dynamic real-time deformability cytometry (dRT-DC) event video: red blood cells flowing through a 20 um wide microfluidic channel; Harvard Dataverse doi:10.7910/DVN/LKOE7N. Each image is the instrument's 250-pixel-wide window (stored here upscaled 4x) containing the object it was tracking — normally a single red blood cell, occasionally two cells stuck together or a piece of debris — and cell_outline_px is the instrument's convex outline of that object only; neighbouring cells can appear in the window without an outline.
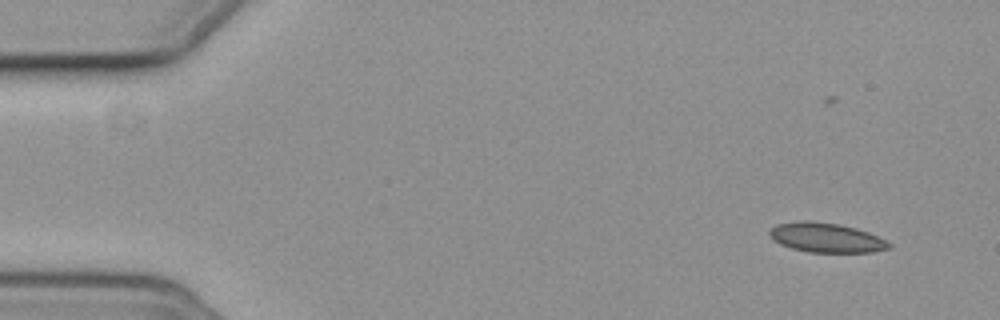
{"species": "common noctule bat (a hibernating species)", "species_latin": "Nyctalus noctula", "temperature_condition": "cold", "stored_images_in_passage": 54, "camera_frame_rate_fps": 3000, "um_per_image_px": 0.085, "animal": {"sex": "female", "body_mass_g": 19.3, "forearm_length_mm": 54.1}, "frame": {"image": 1, "passage_image": 1, "time_ms": 0.0, "image_size_px": [1000, 320], "cell_outline_px": [[892, 248], [872, 252], [808, 252], [792, 248], [780, 244], [768, 232], [776, 224], [836, 224], [856, 228], [868, 232], [888, 240], [892, 244]], "centroid_in_image_um": [70.37, 20.26], "position_along_channel_um": 14.6, "area_um2": 19.54}}
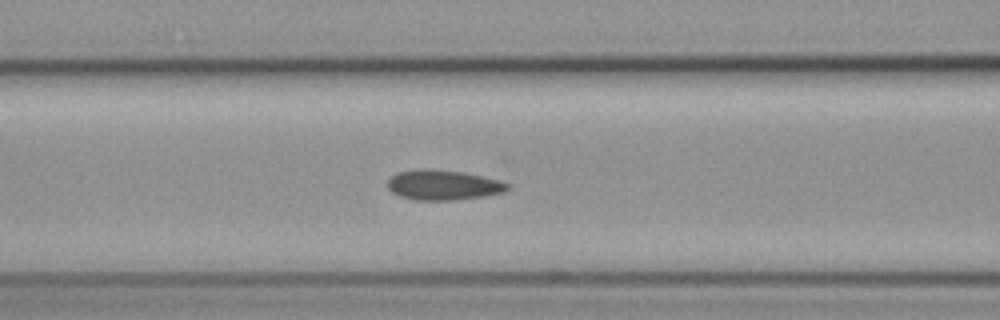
{"frame": {"image": 2, "passage_image": 20, "time_ms": 6.333, "image_size_px": [1000, 320], "cell_outline_px": [[512, 188], [504, 192], [484, 196], [448, 200], [416, 200], [400, 196], [392, 192], [388, 188], [388, 180], [396, 172], [420, 168], [428, 168], [464, 172], [500, 180], [512, 184]], "centroid_in_image_um": [37.7, 15.71], "position_along_channel_um": 128.9, "area_um2": 21.21}}
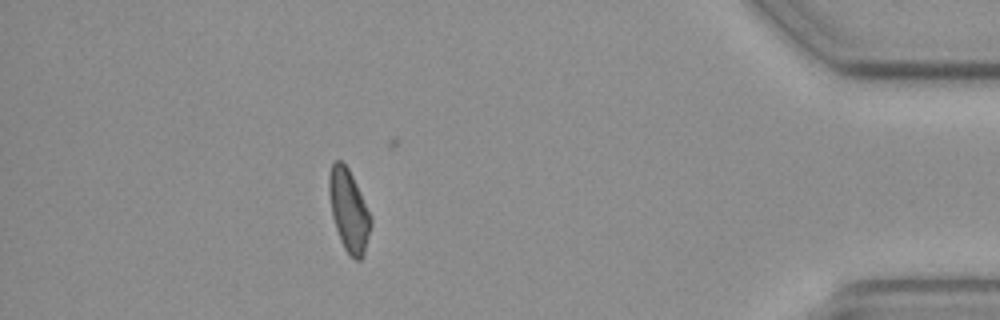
{"frame": {"image": 3, "passage_image": 47, "time_ms": 15.333, "image_size_px": [1000, 320], "cell_outline_px": [[372, 224], [364, 256], [360, 260], [356, 260], [344, 248], [340, 240], [332, 216], [328, 192], [328, 176], [332, 164], [336, 160], [340, 160], [348, 168], [372, 216]], "centroid_in_image_um": [29.65, 17.9], "position_along_channel_um": 405.5, "area_um2": 20.0}}